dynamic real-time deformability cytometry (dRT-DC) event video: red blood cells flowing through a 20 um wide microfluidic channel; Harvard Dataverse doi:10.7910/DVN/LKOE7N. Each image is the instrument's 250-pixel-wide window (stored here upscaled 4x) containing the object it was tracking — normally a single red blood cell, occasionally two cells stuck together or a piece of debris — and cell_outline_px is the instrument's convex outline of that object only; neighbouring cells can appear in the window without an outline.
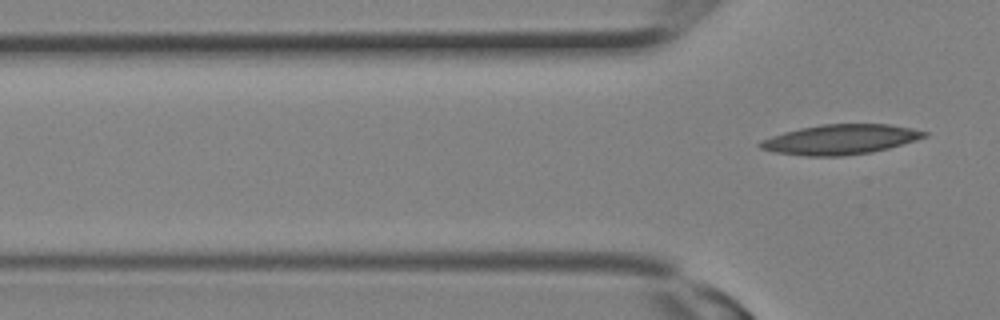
{"species": "Egyptian fruit bat (a non-hibernating species)", "species_latin": "Rousettus aegyptiacus", "temperature_condition": "room temperature", "stored_images_in_passage": 4, "camera_frame_rate_fps": 3000, "um_per_image_px": 0.085, "animal": {"sex": "female"}, "frame": {"image": 1, "passage_image": 4, "time_ms": 1.0, "image_size_px": [1000, 320], "cell_outline_px": [[928, 136], [916, 140], [888, 148], [872, 152], [844, 156], [808, 156], [772, 152], [760, 148], [756, 144], [760, 140], [784, 132], [800, 128], [824, 124], [888, 124], [912, 128], [928, 132]], "centroid_in_image_um": [71.41, 11.86], "position_along_channel_um": 54.4, "area_um2": 28.67}}